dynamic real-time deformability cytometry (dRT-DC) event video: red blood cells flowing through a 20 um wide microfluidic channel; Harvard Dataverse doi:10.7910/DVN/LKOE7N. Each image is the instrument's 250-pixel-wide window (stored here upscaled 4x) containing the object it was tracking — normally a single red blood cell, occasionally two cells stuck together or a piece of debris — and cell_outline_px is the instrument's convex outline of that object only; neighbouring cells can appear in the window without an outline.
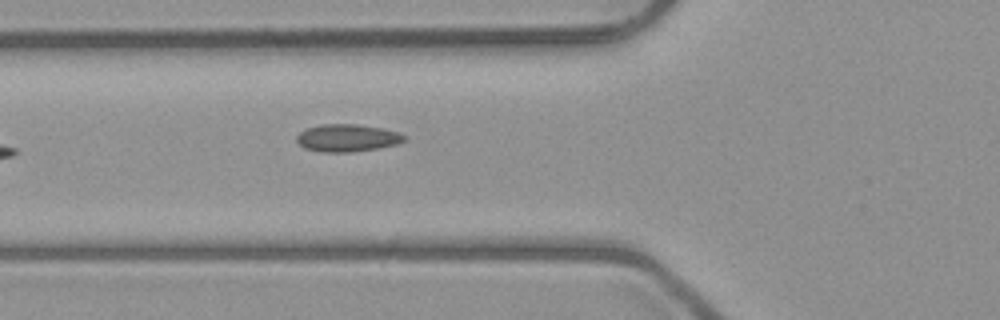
{"species": "common noctule bat (a hibernating species)", "species_latin": "Nyctalus noctula", "temperature_condition": "room temperature", "stored_images_in_passage": 3, "camera_frame_rate_fps": 3000, "um_per_image_px": 0.085, "animal": {"sex": "male", "body_mass_g": 23.1, "forearm_length_mm": 52.7}, "frame": {"image": 1, "passage_image": 3, "time_ms": 2.333, "image_size_px": [1000, 320], "cell_outline_px": [[408, 140], [396, 144], [376, 148], [352, 152], [320, 152], [304, 148], [296, 140], [296, 136], [300, 132], [308, 128], [320, 124], [356, 124], [384, 128], [408, 136]], "centroid_in_image_um": [29.53, 11.72], "position_along_channel_um": 96.3, "area_um2": 17.28}}